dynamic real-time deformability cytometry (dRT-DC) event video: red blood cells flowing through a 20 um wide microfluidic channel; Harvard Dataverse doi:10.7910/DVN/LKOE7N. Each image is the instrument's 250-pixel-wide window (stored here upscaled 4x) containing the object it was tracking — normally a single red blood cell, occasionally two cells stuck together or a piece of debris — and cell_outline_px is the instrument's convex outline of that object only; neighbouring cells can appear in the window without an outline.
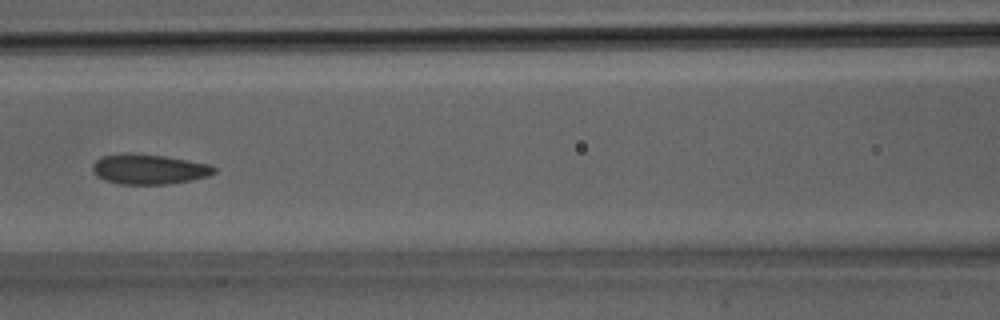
{"species": "Egyptian fruit bat (a non-hibernating species)", "species_latin": "Rousettus aegyptiacus", "temperature_condition": "room temperature", "stored_images_in_passage": 19, "camera_frame_rate_fps": 3000, "um_per_image_px": 0.085, "animal": {"sex": "male"}, "frame": {"image": 1, "passage_image": 14, "time_ms": 4.333, "image_size_px": [1000, 320], "cell_outline_px": [[216, 172], [208, 176], [192, 180], [164, 184], [120, 184], [104, 180], [96, 176], [92, 172], [92, 164], [100, 156], [124, 152], [128, 152], [164, 156], [208, 164], [216, 168]], "centroid_in_image_um": [12.59, 14.37], "position_along_channel_um": 154.0, "area_um2": 21.44}}